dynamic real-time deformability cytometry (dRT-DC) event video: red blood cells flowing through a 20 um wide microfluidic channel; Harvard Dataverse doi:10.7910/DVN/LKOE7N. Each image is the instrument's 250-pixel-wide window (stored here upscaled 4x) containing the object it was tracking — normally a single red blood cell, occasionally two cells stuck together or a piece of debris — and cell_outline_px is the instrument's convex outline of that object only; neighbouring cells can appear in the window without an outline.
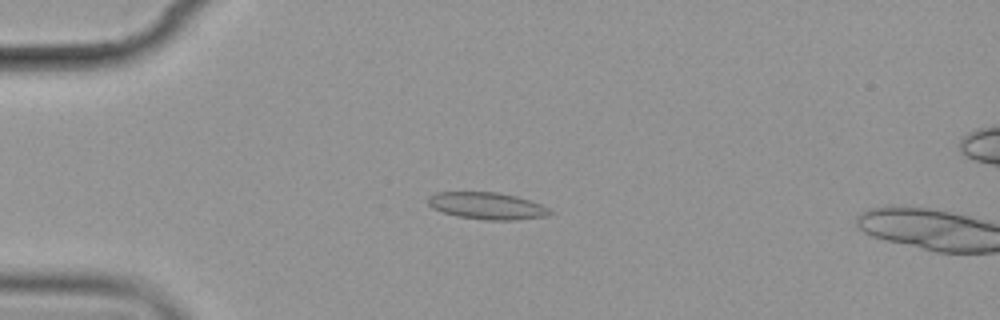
{"species": "common noctule bat (a hibernating species)", "species_latin": "Nyctalus noctula", "temperature_condition": "cold", "stored_images_in_passage": 3, "camera_frame_rate_fps": 3000, "um_per_image_px": 0.085, "animal": {"sex": "female", "body_mass_g": 19.9}, "frame": {"image": 1, "passage_image": 2, "time_ms": 2.0, "image_size_px": [1000, 320], "cell_outline_px": [[552, 212], [548, 216], [516, 220], [484, 220], [456, 216], [432, 208], [428, 204], [428, 196], [436, 192], [496, 192], [516, 196], [540, 204], [548, 208]], "centroid_in_image_um": [41.38, 17.5], "position_along_channel_um": 43.6, "area_um2": 19.13}}